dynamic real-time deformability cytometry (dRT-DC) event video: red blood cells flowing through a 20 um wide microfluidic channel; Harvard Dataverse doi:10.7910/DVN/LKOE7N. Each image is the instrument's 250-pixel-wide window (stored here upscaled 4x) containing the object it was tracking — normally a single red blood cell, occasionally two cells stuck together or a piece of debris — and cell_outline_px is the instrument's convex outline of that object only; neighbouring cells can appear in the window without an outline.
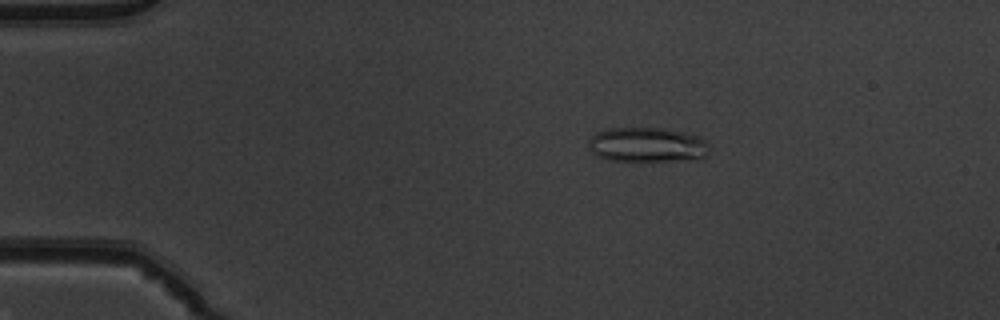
{"species": "common noctule bat (a hibernating species)", "species_latin": "Nyctalus noctula", "temperature_condition": "warm", "stored_images_in_passage": 51, "camera_frame_rate_fps": 3000, "um_per_image_px": 0.085, "animal": {"sex": "male", "body_mass_g": 19.5, "forearm_length_mm": 54.6}, "frame": {"image": 1, "passage_image": 10, "time_ms": 3.0, "image_size_px": [1000, 320], "cell_outline_px": [[708, 148], [704, 156], [640, 164], [612, 160], [596, 156], [592, 152], [588, 144], [588, 140], [596, 132], [608, 128], [660, 128], [680, 132], [696, 136], [704, 140], [708, 144]], "centroid_in_image_um": [54.89, 12.34], "position_along_channel_um": 30.1, "area_um2": 24.57}}
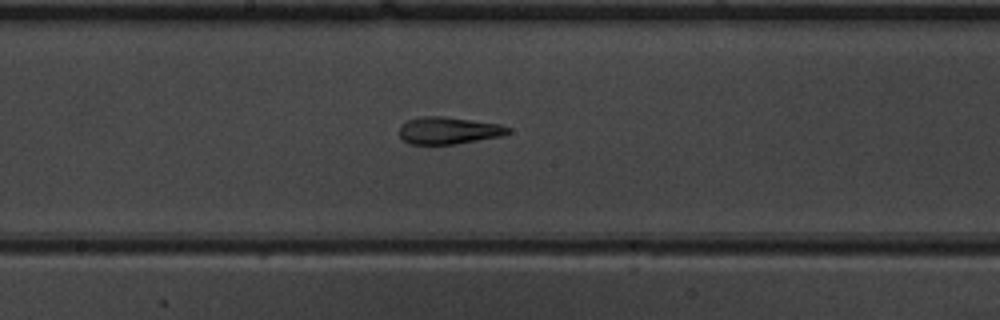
{"frame": {"image": 2, "passage_image": 28, "time_ms": 9.0, "image_size_px": [1000, 320], "cell_outline_px": [[512, 132], [500, 136], [456, 144], [408, 144], [400, 136], [400, 124], [408, 120], [420, 116], [444, 116], [500, 124], [512, 128]], "centroid_in_image_um": [38.13, 11.09], "position_along_channel_um": 210.1, "area_um2": 17.28}}
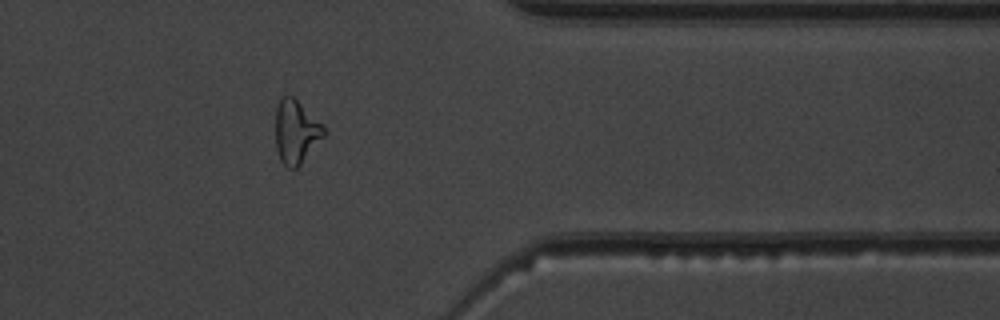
{"frame": {"image": 3, "passage_image": 42, "time_ms": 13.667, "image_size_px": [1000, 320], "cell_outline_px": [[324, 136], [300, 164], [296, 168], [288, 168], [280, 160], [276, 148], [276, 108], [280, 96], [292, 96], [324, 124]], "centroid_in_image_um": [25.15, 11.18], "position_along_channel_um": 386.3, "area_um2": 17.74}, "authors_computed_cell_mechanics": {"area_um2": 18.785, "velocity_mm_per_s": 4.0382, "shape_relaxation_time_tau1_ms": null, "shape_relaxation_time_tau2_ms": 3.0265, "deformation_change_tau1": null, "deformation_change_tau2": 0.127}}